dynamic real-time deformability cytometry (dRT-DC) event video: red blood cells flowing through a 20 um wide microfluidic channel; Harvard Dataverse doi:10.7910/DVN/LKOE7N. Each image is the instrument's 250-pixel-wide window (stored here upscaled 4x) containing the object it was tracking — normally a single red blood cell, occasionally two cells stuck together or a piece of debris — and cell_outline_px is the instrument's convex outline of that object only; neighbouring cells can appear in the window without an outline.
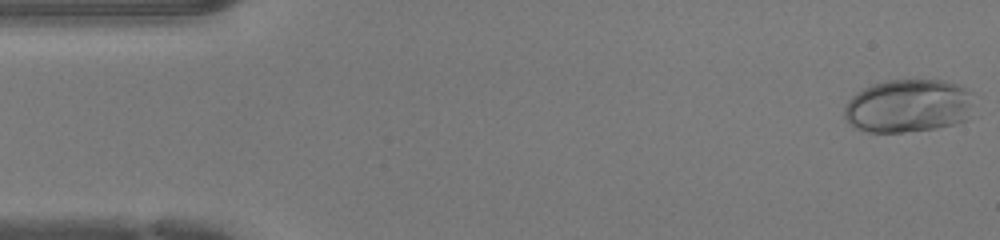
{"species": "human", "species_latin": "Homo sapiens", "temperature_condition": "warm", "stored_images_in_passage": 47, "camera_frame_rate_fps": 3000, "um_per_image_px": 0.085, "donor": {"sex": "female"}, "frame": {"image": 1, "passage_image": 1, "time_ms": 0.0, "image_size_px": [1000, 240], "cell_outline_px": [[972, 92], [964, 120], [952, 124], [936, 128], [900, 132], [868, 132], [852, 128], [844, 116], [844, 104], [856, 92], [872, 84], [888, 80], [944, 80], [960, 84]], "centroid_in_image_um": [77.11, 8.99], "position_along_channel_um": 7.9, "area_um2": 40.06}}
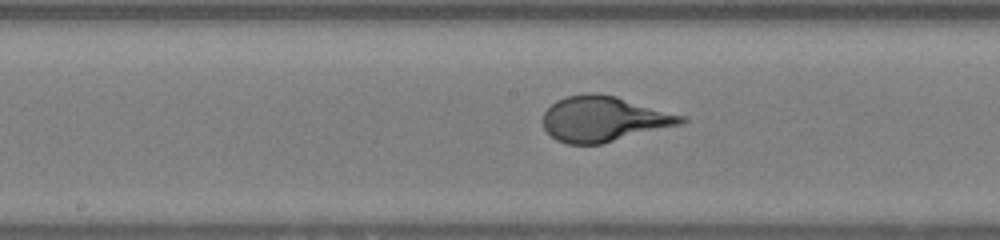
{"frame": {"image": 2, "passage_image": 23, "time_ms": 7.333, "image_size_px": [1000, 240], "cell_outline_px": [[688, 120], [684, 124], [600, 144], [568, 144], [556, 140], [544, 128], [544, 112], [556, 100], [568, 96], [588, 92], [596, 92], [616, 96], [684, 116]], "centroid_in_image_um": [51.34, 10.11], "position_along_channel_um": 196.9, "area_um2": 36.41}}
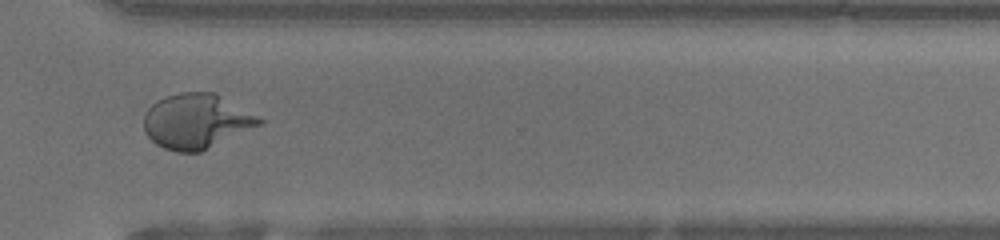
{"frame": {"image": 3, "passage_image": 34, "time_ms": 11.0, "image_size_px": [1000, 240], "cell_outline_px": [[264, 124], [200, 152], [176, 152], [164, 148], [156, 144], [144, 132], [144, 112], [152, 104], [168, 96], [180, 92], [216, 92], [264, 120]], "centroid_in_image_um": [16.7, 10.31], "position_along_channel_um": 353.9, "area_um2": 36.93}}